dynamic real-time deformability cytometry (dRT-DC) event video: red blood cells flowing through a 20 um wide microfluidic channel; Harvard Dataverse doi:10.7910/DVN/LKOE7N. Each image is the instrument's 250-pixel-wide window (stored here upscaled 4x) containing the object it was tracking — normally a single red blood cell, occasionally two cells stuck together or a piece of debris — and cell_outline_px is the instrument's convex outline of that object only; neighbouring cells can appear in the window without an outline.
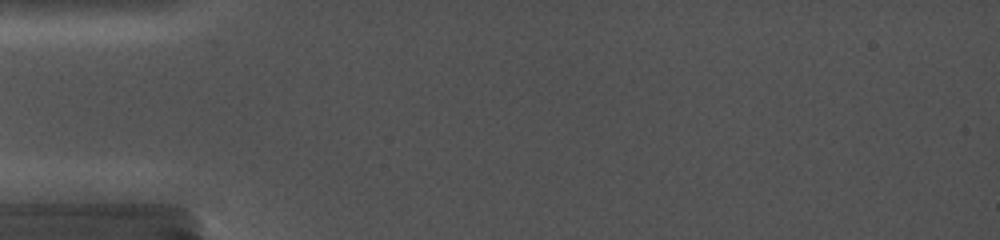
{"species": "common noctule bat (a hibernating species)", "species_latin": "Nyctalus noctula", "temperature_condition": "cold", "stored_images_in_passage": 3, "camera_frame_rate_fps": 5000, "um_per_image_px": 0.085, "animal": {"sex": "female", "body_mass_g": 19.0, "forearm_length_mm": 56.7}, "frame": {"image": 1, "passage_image": 1, "time_ms": 0.0, "image_size_px": [1000, 240], "cell_outline_px": [[984, 108], [936, 108], [840, 104], [844, 100], [852, 96], [936, 92], [964, 96], [976, 100]], "centroid_in_image_um": [77.82, 8.56], "position_along_channel_um": 7.2, "area_um2": 11.79}}